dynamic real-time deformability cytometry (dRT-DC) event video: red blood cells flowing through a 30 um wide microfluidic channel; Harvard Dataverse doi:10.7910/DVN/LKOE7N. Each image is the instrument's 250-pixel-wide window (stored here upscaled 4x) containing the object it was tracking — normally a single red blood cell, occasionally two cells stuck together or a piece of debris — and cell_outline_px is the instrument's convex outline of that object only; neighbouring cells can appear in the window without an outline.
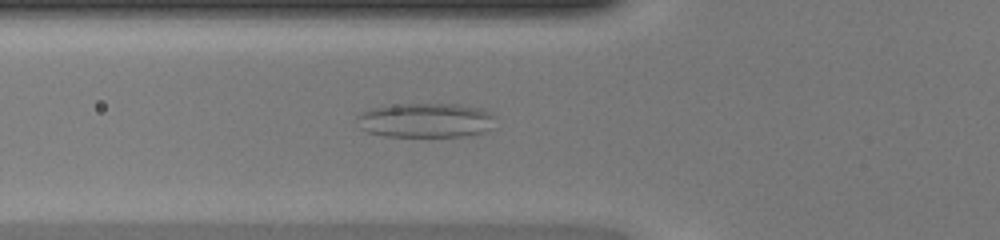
{"species": "common noctule bat (a hibernating species)", "species_latin": "Nyctalus noctula", "temperature_condition": "warm", "stored_images_in_passage": 51, "camera_frame_rate_fps": 3000, "um_per_image_px": 0.085, "animal": {"sex": "female", "body_mass_g": 20.0, "forearm_length_mm": 54.0}, "frame": {"image": 1, "passage_image": 19, "time_ms": 6.0, "image_size_px": [1000, 240], "cell_outline_px": [[496, 116], [492, 128], [484, 132], [464, 136], [384, 136], [368, 132], [360, 128], [356, 116], [360, 112], [372, 108], [404, 104], [456, 104], [480, 108]], "centroid_in_image_um": [36.19, 10.23], "position_along_channel_um": 89.6, "area_um2": 27.8}}
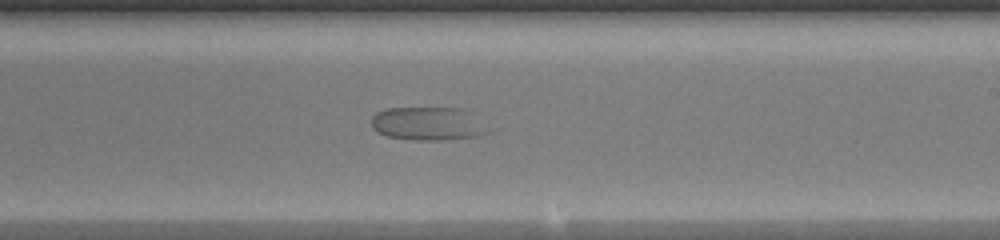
{"frame": {"image": 2, "passage_image": 31, "time_ms": 10.0, "image_size_px": [1000, 240], "cell_outline_px": [[488, 132], [476, 136], [444, 140], [416, 140], [388, 136], [376, 132], [372, 128], [372, 116], [376, 112], [384, 108], [468, 108], [472, 112]], "centroid_in_image_um": [36.33, 10.5], "position_along_channel_um": 252.7, "area_um2": 22.66}}
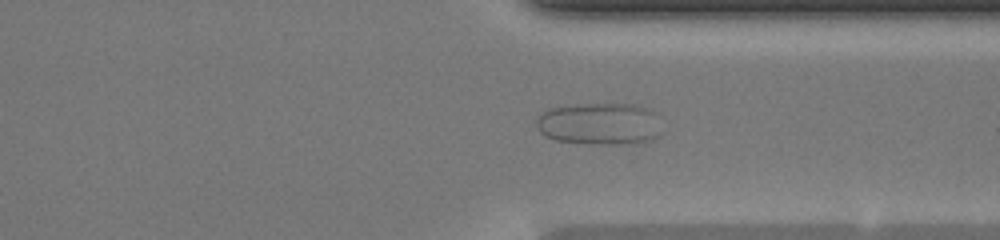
{"frame": {"image": 3, "passage_image": 39, "time_ms": 12.667, "image_size_px": [1000, 240], "cell_outline_px": [[664, 132], [660, 136], [648, 140], [628, 144], [592, 144], [556, 140], [544, 136], [540, 132], [536, 124], [536, 120], [548, 108], [576, 104], [636, 104], [648, 108], [656, 112]], "centroid_in_image_um": [51.03, 10.52], "position_along_channel_um": 360.4, "area_um2": 31.27}}